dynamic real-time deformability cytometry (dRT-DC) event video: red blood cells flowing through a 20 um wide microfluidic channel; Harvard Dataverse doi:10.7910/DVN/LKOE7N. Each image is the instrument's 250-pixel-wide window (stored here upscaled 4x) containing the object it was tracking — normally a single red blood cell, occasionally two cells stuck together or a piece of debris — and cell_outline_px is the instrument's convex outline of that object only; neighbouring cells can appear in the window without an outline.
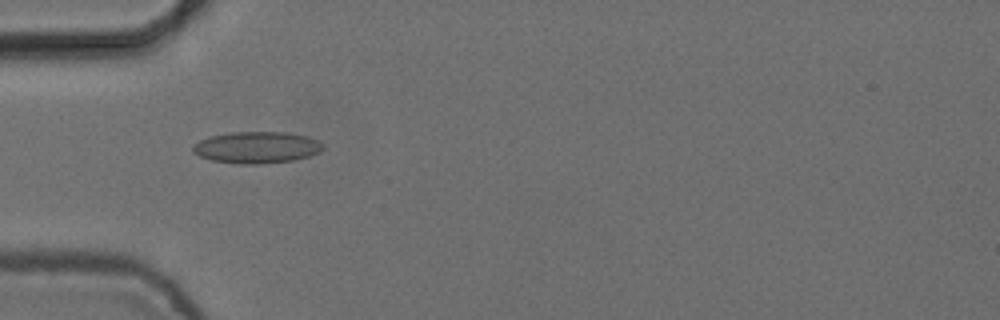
{"species": "common noctule bat (a hibernating species)", "species_latin": "Nyctalus noctula", "temperature_condition": "cold", "stored_images_in_passage": 53, "camera_frame_rate_fps": 3000, "um_per_image_px": 0.085, "animal": {"sex": "female", "body_mass_g": 24.6, "forearm_length_mm": 56.2}, "frame": {"image": 1, "passage_image": 16, "time_ms": 5.0, "image_size_px": [1000, 320], "cell_outline_px": [[324, 148], [320, 152], [308, 156], [292, 160], [260, 164], [240, 164], [212, 160], [200, 156], [192, 152], [192, 148], [200, 140], [208, 136], [232, 132], [288, 132], [304, 136], [316, 140], [324, 144]], "centroid_in_image_um": [21.81, 12.53], "position_along_channel_um": 63.2, "area_um2": 23.87}}
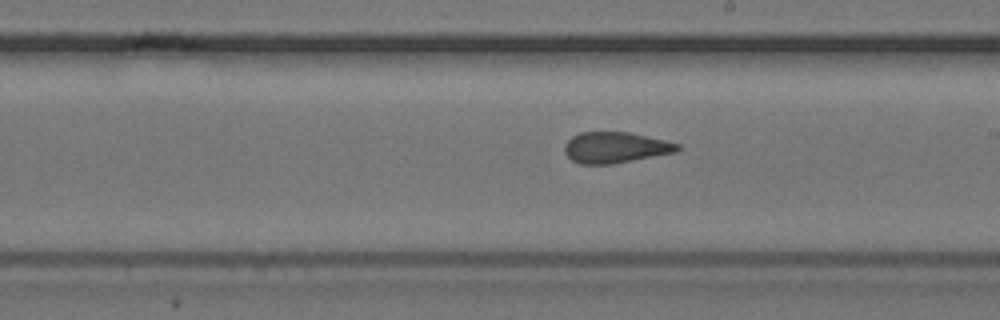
{"frame": {"image": 2, "passage_image": 30, "time_ms": 9.667, "image_size_px": [1000, 320], "cell_outline_px": [[680, 148], [676, 152], [612, 164], [580, 164], [572, 160], [564, 152], [564, 144], [572, 136], [580, 132], [628, 132], [664, 140], [680, 144]], "centroid_in_image_um": [52.28, 12.54], "position_along_channel_um": 236.7, "area_um2": 20.29}}
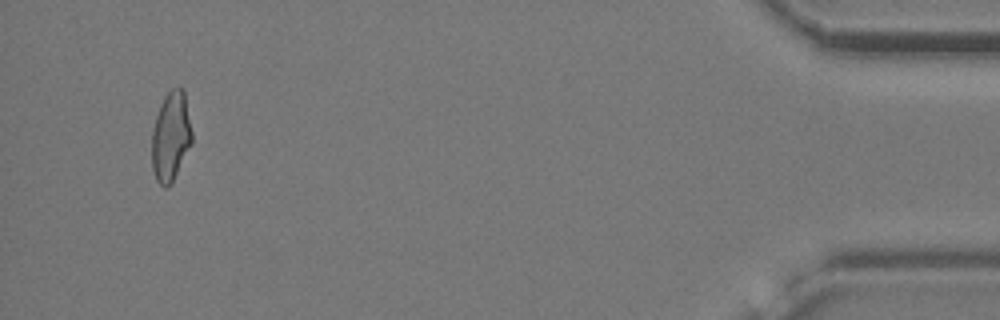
{"frame": {"image": 3, "passage_image": 51, "time_ms": 16.667, "image_size_px": [1000, 320], "cell_outline_px": [[192, 144], [172, 184], [168, 188], [164, 188], [156, 180], [152, 168], [152, 128], [160, 104], [164, 96], [172, 88], [184, 88], [192, 132]], "centroid_in_image_um": [14.52, 11.63], "position_along_channel_um": 420.7, "area_um2": 21.27}, "authors_computed_cell_mechanics": {"area_um2": 21.2704, "velocity_mm_per_s": 3.736, "shape_relaxation_time_tau1_ms": null, "shape_relaxation_time_tau2_ms": 1.7347, "deformation_change_tau1": null, "deformation_change_tau2": 0.0757}}